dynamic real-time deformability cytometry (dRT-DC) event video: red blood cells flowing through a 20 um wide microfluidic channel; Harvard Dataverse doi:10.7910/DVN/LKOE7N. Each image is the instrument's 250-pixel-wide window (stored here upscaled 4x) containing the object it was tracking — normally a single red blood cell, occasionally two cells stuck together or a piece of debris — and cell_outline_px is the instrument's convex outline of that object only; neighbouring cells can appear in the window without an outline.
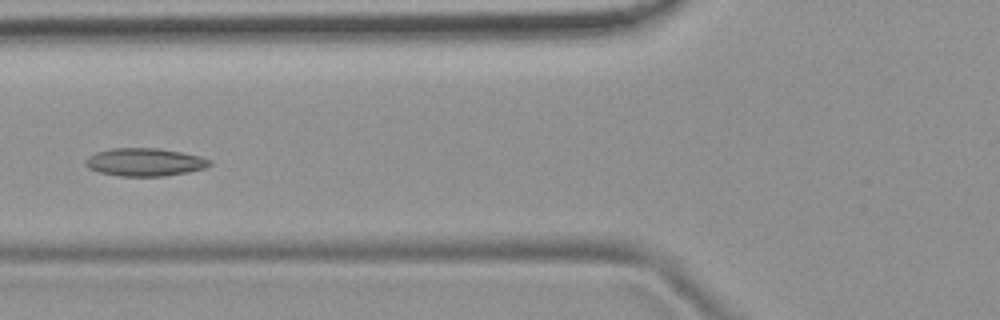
{"species": "common noctule bat (a hibernating species)", "species_latin": "Nyctalus noctula", "temperature_condition": "room temperature", "stored_images_in_passage": 7, "camera_frame_rate_fps": 3000, "um_per_image_px": 0.085, "animal": {"sex": "female", "body_mass_g": 19.9}, "frame": {"image": 1, "passage_image": 7, "time_ms": 6.667, "image_size_px": [1000, 320], "cell_outline_px": [[212, 164], [204, 168], [188, 172], [164, 176], [120, 176], [100, 172], [88, 168], [84, 164], [84, 160], [88, 156], [96, 152], [112, 148], [160, 148], [200, 156], [212, 160]], "centroid_in_image_um": [12.29, 13.77], "position_along_channel_um": 113.5, "area_um2": 20.29}}